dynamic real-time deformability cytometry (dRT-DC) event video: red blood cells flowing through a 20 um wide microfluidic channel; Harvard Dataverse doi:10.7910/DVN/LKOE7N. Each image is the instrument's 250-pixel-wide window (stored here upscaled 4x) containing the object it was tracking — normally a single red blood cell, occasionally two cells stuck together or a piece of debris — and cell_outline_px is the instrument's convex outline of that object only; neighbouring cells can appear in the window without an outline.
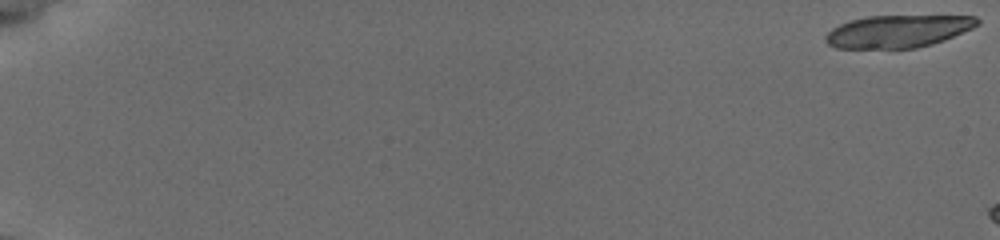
{"species": "common noctule bat (a hibernating species)", "species_latin": "Nyctalus noctula", "temperature_condition": "cold", "stored_images_in_passage": 9, "camera_frame_rate_fps": 3000, "um_per_image_px": 0.085, "animal": {"sex": "female", "body_mass_g": 19.5, "forearm_length_mm": 54.1}, "frame": {"image": 1, "passage_image": 1, "time_ms": 0.0, "image_size_px": [1000, 240], "cell_outline_px": [[980, 24], [972, 28], [944, 40], [932, 44], [916, 48], [836, 48], [828, 44], [824, 40], [824, 36], [832, 28], [840, 24], [852, 20], [868, 16], [976, 16], [980, 20]], "centroid_in_image_um": [76.32, 2.66], "position_along_channel_um": 8.7, "area_um2": 28.61}}